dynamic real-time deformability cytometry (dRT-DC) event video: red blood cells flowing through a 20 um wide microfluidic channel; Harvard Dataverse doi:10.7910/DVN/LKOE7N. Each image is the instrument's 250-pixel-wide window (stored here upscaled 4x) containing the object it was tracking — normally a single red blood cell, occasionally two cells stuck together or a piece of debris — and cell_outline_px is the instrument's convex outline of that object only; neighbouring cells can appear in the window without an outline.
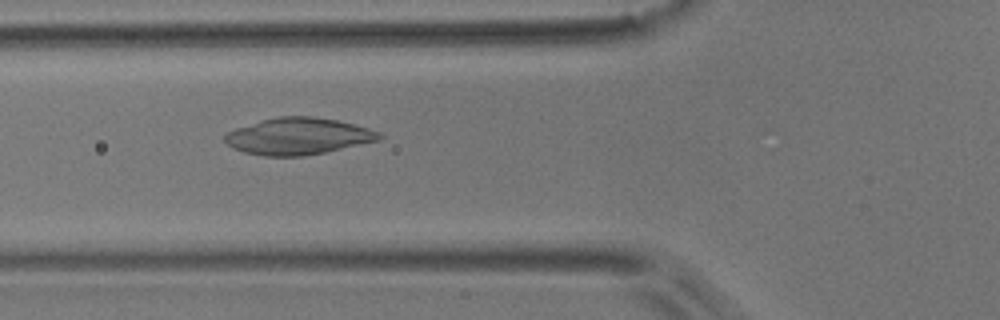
{"species": "common noctule bat (a hibernating species)", "species_latin": "Nyctalus noctula", "temperature_condition": "room temperature", "stored_images_in_passage": 26, "camera_frame_rate_fps": 3000, "um_per_image_px": 0.085, "animal": {"sex": "male", "body_mass_g": 17.9}, "frame": {"image": 1, "passage_image": 10, "time_ms": 3.0, "image_size_px": [1000, 320], "cell_outline_px": [[384, 136], [380, 140], [324, 152], [304, 156], [264, 156], [244, 152], [232, 148], [224, 140], [224, 136], [228, 132], [236, 128], [260, 120], [280, 116], [312, 116], [336, 120], [368, 128], [380, 132]], "centroid_in_image_um": [25.33, 11.58], "position_along_channel_um": 100.5, "area_um2": 32.95}}
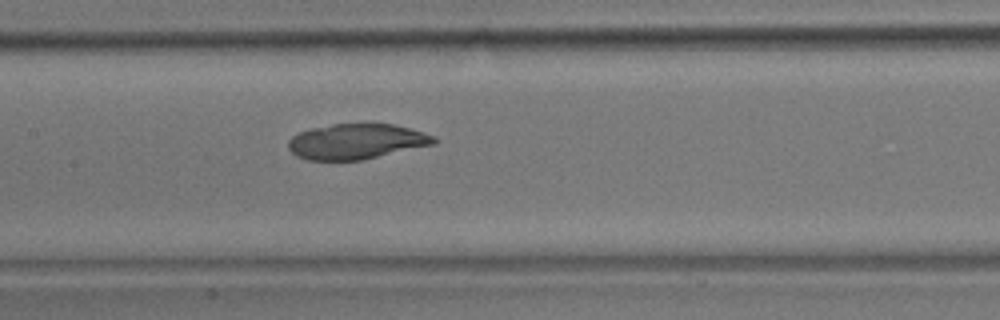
{"frame": {"image": 2, "passage_image": 16, "time_ms": 5.0, "image_size_px": [1000, 320], "cell_outline_px": [[436, 144], [364, 160], [308, 160], [296, 156], [288, 148], [288, 140], [292, 136], [300, 132], [312, 128], [332, 124], [392, 124], [424, 132], [436, 136]], "centroid_in_image_um": [30.31, 12.04], "position_along_channel_um": 177.1, "area_um2": 30.11}}
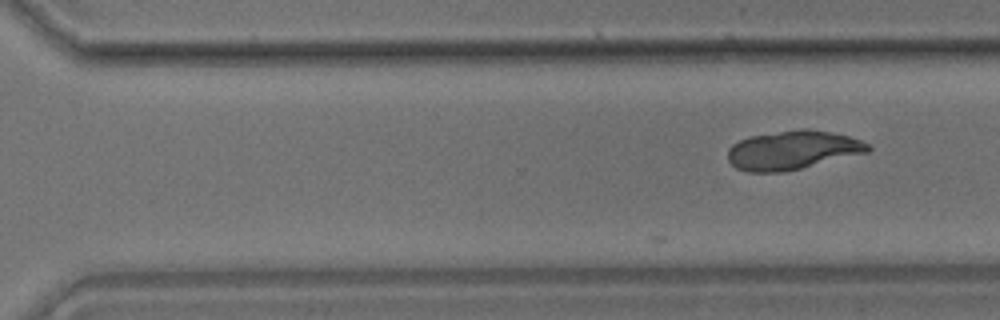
{"frame": {"image": 3, "passage_image": 26, "time_ms": 8.333, "image_size_px": [1000, 320], "cell_outline_px": [[872, 148], [868, 152], [784, 172], [748, 172], [736, 168], [728, 160], [728, 148], [732, 144], [748, 136], [804, 128], [808, 128], [848, 136], [860, 140], [868, 144]], "centroid_in_image_um": [67.34, 12.76], "position_along_channel_um": 303.3, "area_um2": 31.56}}